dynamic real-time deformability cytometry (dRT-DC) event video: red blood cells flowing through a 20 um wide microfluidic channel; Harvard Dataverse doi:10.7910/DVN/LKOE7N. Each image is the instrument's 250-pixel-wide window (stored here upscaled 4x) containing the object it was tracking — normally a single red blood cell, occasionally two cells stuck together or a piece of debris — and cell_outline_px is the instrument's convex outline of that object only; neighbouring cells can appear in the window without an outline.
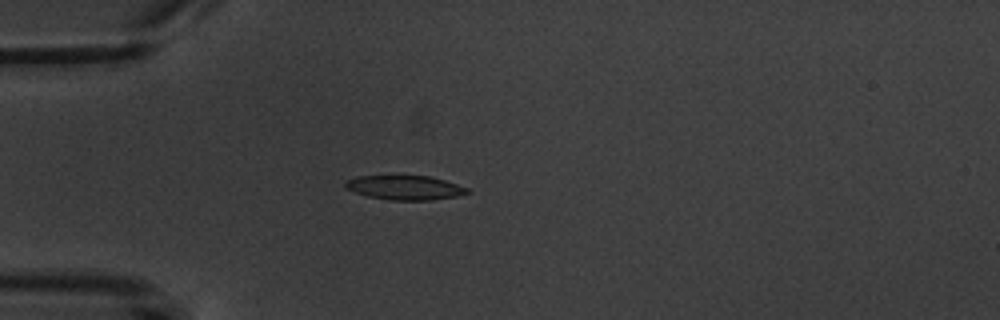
{"species": "common noctule bat (a hibernating species)", "species_latin": "Nyctalus noctula", "temperature_condition": "warm", "stored_images_in_passage": 5, "camera_frame_rate_fps": 3000, "um_per_image_px": 0.085, "animal": {"sex": "male", "body_mass_g": 20.1, "forearm_length_mm": 53.5}, "frame": {"image": 1, "passage_image": 5, "time_ms": 5.0, "image_size_px": [1000, 320], "cell_outline_px": [[468, 192], [456, 196], [432, 200], [392, 200], [368, 196], [344, 188], [344, 180], [356, 176], [428, 176], [444, 180], [468, 188]], "centroid_in_image_um": [34.36, 15.94], "position_along_channel_um": 50.6, "area_um2": 17.11}}